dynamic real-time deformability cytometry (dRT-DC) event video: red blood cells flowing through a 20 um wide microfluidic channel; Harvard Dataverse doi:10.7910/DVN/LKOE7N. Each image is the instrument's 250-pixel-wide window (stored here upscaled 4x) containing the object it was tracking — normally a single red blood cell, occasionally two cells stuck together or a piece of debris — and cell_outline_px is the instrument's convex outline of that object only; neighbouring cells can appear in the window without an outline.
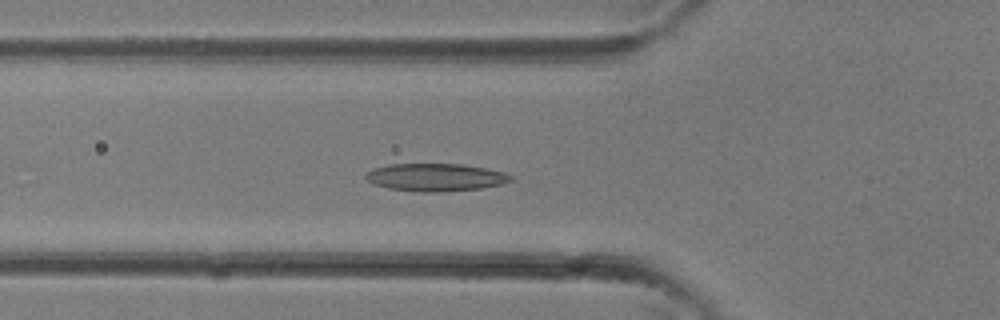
{"species": "common noctule bat (a hibernating species)", "species_latin": "Nyctalus noctula", "temperature_condition": "room temperature", "stored_images_in_passage": 34, "camera_frame_rate_fps": 3000, "um_per_image_px": 0.085, "animal": {"sex": "female"}, "frame": {"image": 1, "passage_image": 11, "time_ms": 3.333, "image_size_px": [1000, 320], "cell_outline_px": [[512, 180], [500, 184], [480, 188], [440, 192], [424, 192], [388, 188], [372, 184], [364, 176], [372, 168], [388, 164], [460, 164], [488, 168], [504, 172], [512, 176]], "centroid_in_image_um": [37.0, 15.06], "position_along_channel_um": 88.8, "area_um2": 23.35}}
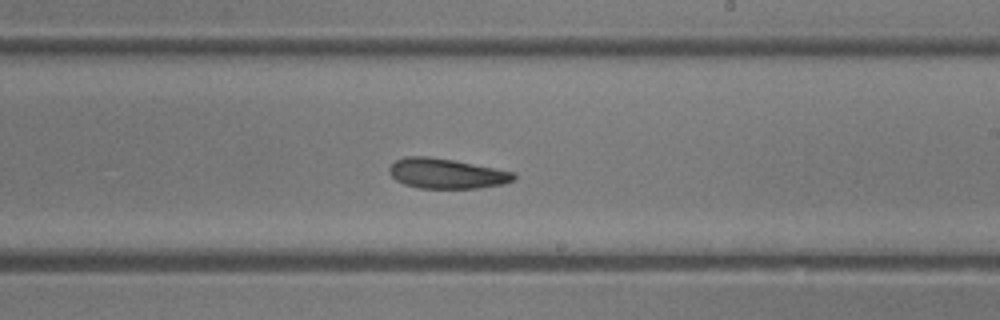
{"frame": {"image": 2, "passage_image": 19, "time_ms": 6.0, "image_size_px": [1000, 320], "cell_outline_px": [[516, 180], [504, 184], [476, 188], [420, 188], [404, 184], [396, 180], [388, 172], [388, 168], [396, 160], [404, 156], [428, 156], [452, 160], [516, 172]], "centroid_in_image_um": [37.96, 14.75], "position_along_channel_um": 251.0, "area_um2": 21.85}}
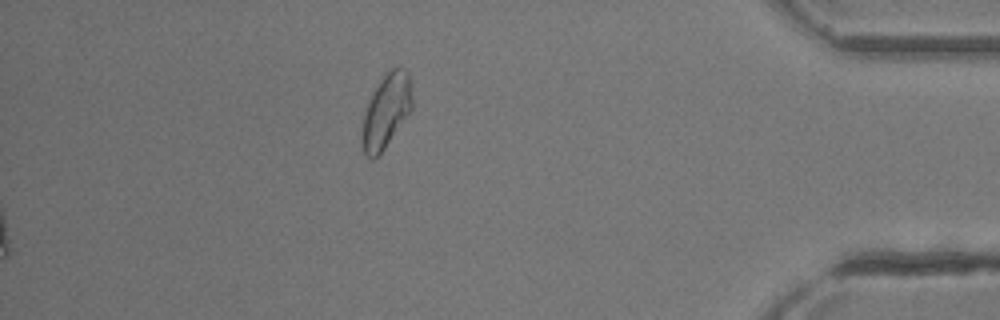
{"frame": {"image": 3, "passage_image": 34, "time_ms": 11.0, "image_size_px": [1000, 320], "cell_outline_px": [[412, 108], [384, 148], [372, 160], [364, 152], [360, 144], [360, 132], [364, 116], [372, 92], [380, 80], [392, 68], [400, 64], [408, 72], [412, 96]], "centroid_in_image_um": [32.8, 9.41], "position_along_channel_um": 402.4, "area_um2": 21.39}}